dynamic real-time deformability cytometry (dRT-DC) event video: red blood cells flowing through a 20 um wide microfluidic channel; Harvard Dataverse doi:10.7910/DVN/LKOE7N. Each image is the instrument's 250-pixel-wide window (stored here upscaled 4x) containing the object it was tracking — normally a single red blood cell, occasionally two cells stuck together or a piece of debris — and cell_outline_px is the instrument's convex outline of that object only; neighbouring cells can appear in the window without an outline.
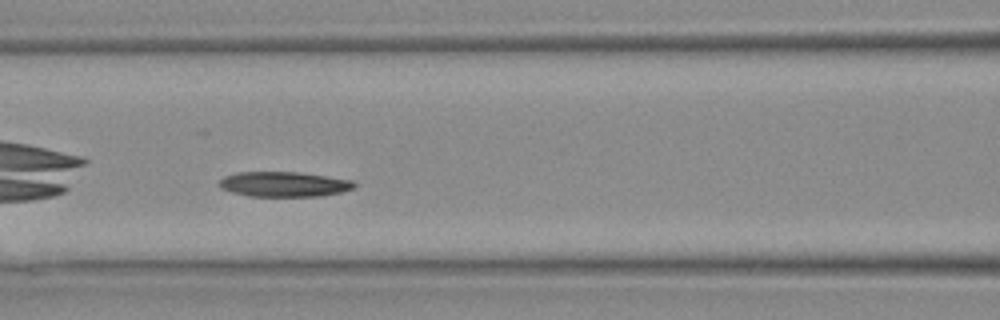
{"species": "Egyptian fruit bat (a non-hibernating species)", "species_latin": "Rousettus aegyptiacus", "temperature_condition": "warm", "stored_images_in_passage": 13, "camera_frame_rate_fps": 3000, "um_per_image_px": 0.085, "animal": {"sex": "female"}, "frame": {"image": 1, "passage_image": 8, "time_ms": 2.333, "image_size_px": [1000, 320], "cell_outline_px": [[356, 184], [352, 188], [340, 192], [320, 196], [248, 196], [232, 192], [220, 188], [216, 184], [224, 176], [236, 172], [300, 172], [352, 180]], "centroid_in_image_um": [24.08, 15.65], "position_along_channel_um": 142.5, "area_um2": 19.71}}
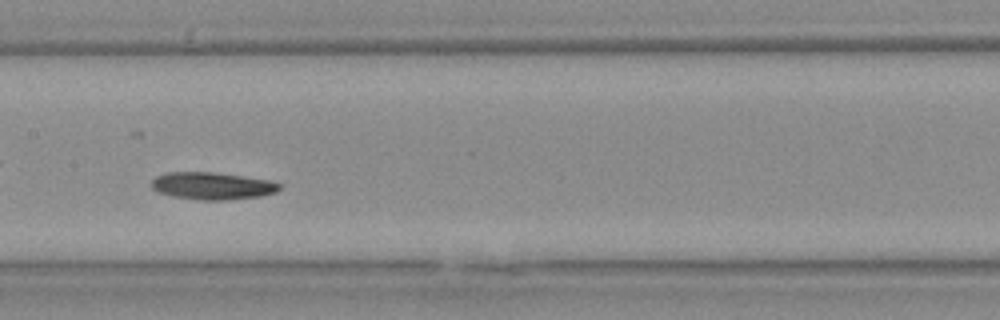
{"frame": {"image": 2, "passage_image": 10, "time_ms": 3.0, "image_size_px": [1000, 320], "cell_outline_px": [[280, 188], [276, 192], [260, 196], [224, 200], [200, 200], [172, 196], [160, 192], [152, 188], [152, 180], [156, 176], [168, 172], [212, 172], [268, 180], [280, 184]], "centroid_in_image_um": [18.02, 15.8], "position_along_channel_um": 189.4, "area_um2": 20.06}}